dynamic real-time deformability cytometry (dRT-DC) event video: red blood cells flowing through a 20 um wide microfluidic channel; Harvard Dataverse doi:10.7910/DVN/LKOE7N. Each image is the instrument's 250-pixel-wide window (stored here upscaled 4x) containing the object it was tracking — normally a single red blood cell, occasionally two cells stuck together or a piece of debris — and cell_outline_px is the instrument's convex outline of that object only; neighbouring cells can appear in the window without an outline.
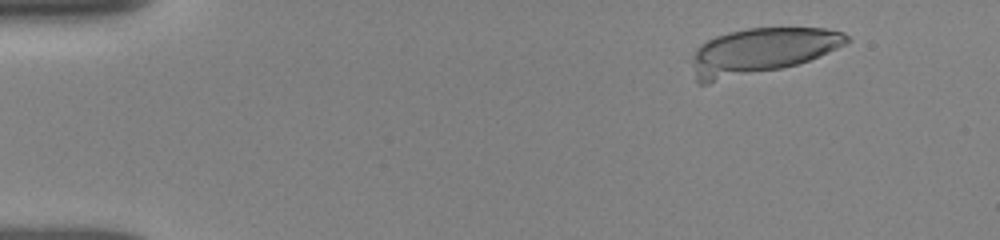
{"species": "human", "species_latin": "Homo sapiens", "temperature_condition": "room temperature", "stored_images_in_passage": 48, "camera_frame_rate_fps": 3000, "um_per_image_px": 0.085, "donor": {"sex": "female"}, "frame": {"image": 1, "passage_image": 6, "time_ms": 1.333, "image_size_px": [1000, 240], "cell_outline_px": [[852, 40], [828, 52], [808, 60], [796, 64], [780, 68], [704, 84], [696, 84], [692, 64], [692, 56], [696, 48], [700, 44], [716, 36], [728, 32], [748, 28], [824, 28], [844, 32]], "centroid_in_image_um": [64.66, 4.34], "position_along_channel_um": 20.3, "area_um2": 41.27}}
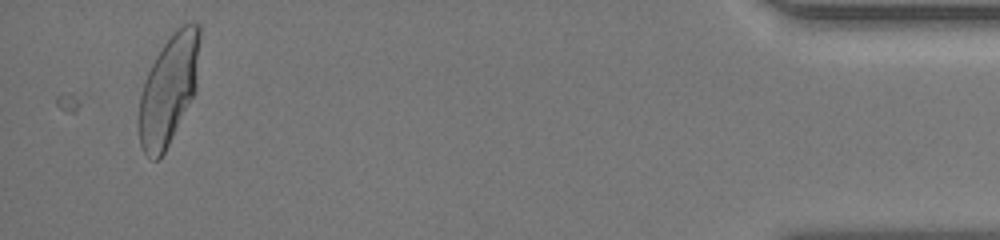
{"frame": {"image": 2, "passage_image": 48, "time_ms": 16.0, "image_size_px": [1000, 240], "cell_outline_px": [[200, 36], [196, 92], [160, 160], [152, 160], [144, 152], [140, 144], [140, 96], [144, 80], [156, 56], [172, 32], [176, 28], [192, 20], [200, 24]], "centroid_in_image_um": [14.37, 7.57], "position_along_channel_um": 420.8, "area_um2": 38.73}}